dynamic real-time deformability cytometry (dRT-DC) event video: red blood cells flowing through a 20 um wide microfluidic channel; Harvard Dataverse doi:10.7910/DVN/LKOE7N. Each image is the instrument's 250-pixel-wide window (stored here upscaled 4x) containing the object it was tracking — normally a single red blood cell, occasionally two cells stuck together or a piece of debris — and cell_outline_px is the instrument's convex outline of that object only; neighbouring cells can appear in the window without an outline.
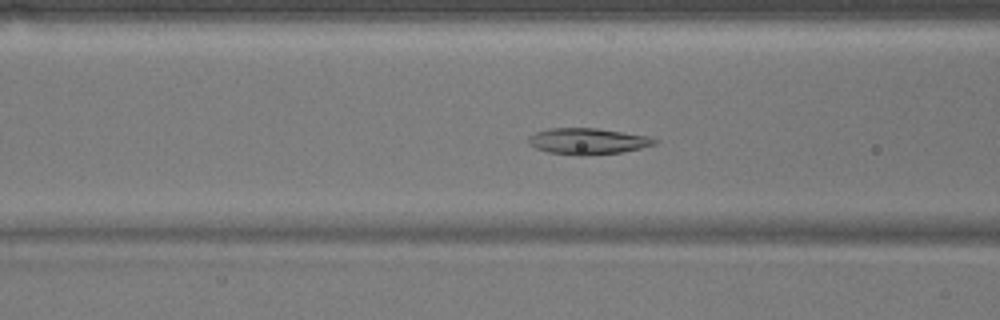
{"species": "common noctule bat (a hibernating species)", "species_latin": "Nyctalus noctula", "temperature_condition": "warm", "stored_images_in_passage": 53, "camera_frame_rate_fps": 3000, "um_per_image_px": 0.085, "animal": {"sex": "male", "body_mass_g": 17.9}, "frame": {"image": 1, "passage_image": 20, "time_ms": 6.333, "image_size_px": [1000, 320], "cell_outline_px": [[656, 144], [640, 148], [620, 152], [584, 156], [576, 156], [548, 152], [536, 148], [528, 144], [528, 136], [536, 132], [548, 128], [596, 128], [648, 136], [656, 140]], "centroid_in_image_um": [49.9, 12.01], "position_along_channel_um": 116.7, "area_um2": 19.25}}
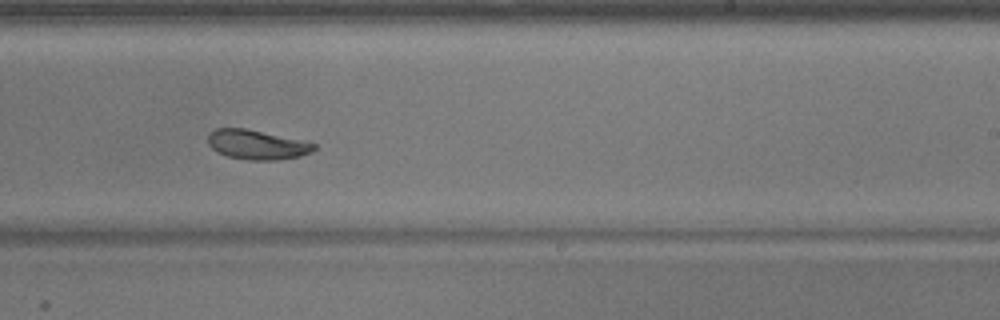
{"frame": {"image": 2, "passage_image": 32, "time_ms": 10.333, "image_size_px": [1000, 320], "cell_outline_px": [[316, 148], [312, 152], [300, 156], [280, 160], [248, 160], [228, 156], [212, 148], [208, 144], [208, 132], [216, 128], [244, 128], [316, 144]], "centroid_in_image_um": [21.81, 12.3], "position_along_channel_um": 267.2, "area_um2": 17.98}}
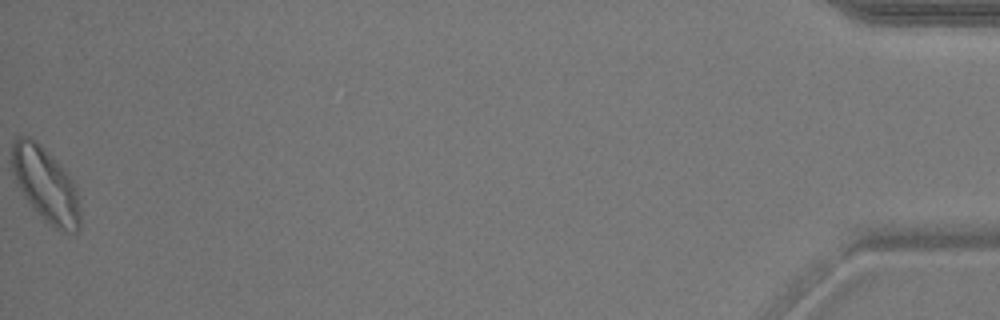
{"frame": {"image": 3, "passage_image": 53, "time_ms": 17.333, "image_size_px": [1000, 320], "cell_outline_px": [[80, 228], [76, 232], [60, 232], [44, 220], [36, 212], [24, 196], [16, 184], [12, 172], [12, 140], [20, 136], [28, 136], [36, 140], [48, 152], [68, 176], [76, 188], [80, 208]], "centroid_in_image_um": [3.86, 15.72], "position_along_channel_um": 431.3, "area_um2": 29.48}, "authors_computed_cell_mechanics": {"area_um2": 20.7502, "velocity_mm_per_s": 3.7704, "shape_relaxation_time_tau1_ms": 2.9978, "shape_relaxation_time_tau2_ms": 2.4374, "deformation_change_tau1": 0.122, "deformation_change_tau2": 0.0666}}